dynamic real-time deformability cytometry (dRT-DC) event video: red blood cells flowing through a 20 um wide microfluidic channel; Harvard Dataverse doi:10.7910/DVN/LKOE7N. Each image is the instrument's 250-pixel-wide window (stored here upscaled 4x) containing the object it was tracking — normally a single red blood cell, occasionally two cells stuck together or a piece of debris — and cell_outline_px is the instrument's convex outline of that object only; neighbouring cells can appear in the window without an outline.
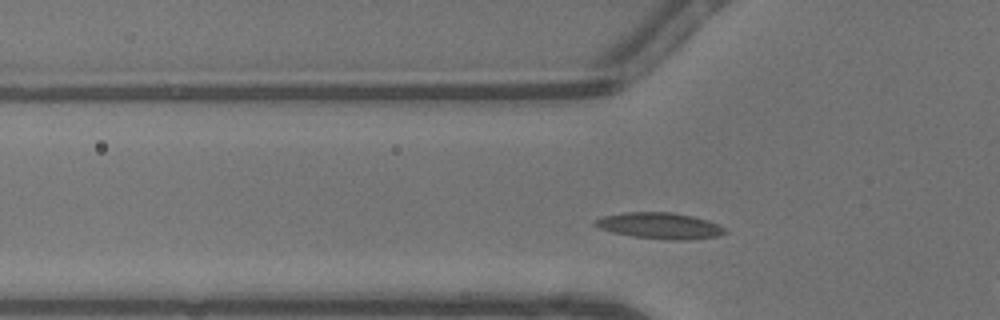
{"species": "common noctule bat (a hibernating species)", "species_latin": "Nyctalus noctula", "temperature_condition": "warm", "stored_images_in_passage": 8, "camera_frame_rate_fps": 3000, "um_per_image_px": 0.085, "animal": {"sex": "male", "body_mass_g": 13.3}, "frame": {"image": 1, "passage_image": 5, "time_ms": 1.333, "image_size_px": [1000, 320], "cell_outline_px": [[728, 232], [720, 236], [688, 240], [664, 240], [632, 236], [612, 232], [600, 228], [592, 224], [592, 220], [604, 216], [624, 212], [672, 212], [692, 216], [708, 220], [724, 228]], "centroid_in_image_um": [56.07, 19.19], "position_along_channel_um": 69.7, "area_um2": 20.0}}